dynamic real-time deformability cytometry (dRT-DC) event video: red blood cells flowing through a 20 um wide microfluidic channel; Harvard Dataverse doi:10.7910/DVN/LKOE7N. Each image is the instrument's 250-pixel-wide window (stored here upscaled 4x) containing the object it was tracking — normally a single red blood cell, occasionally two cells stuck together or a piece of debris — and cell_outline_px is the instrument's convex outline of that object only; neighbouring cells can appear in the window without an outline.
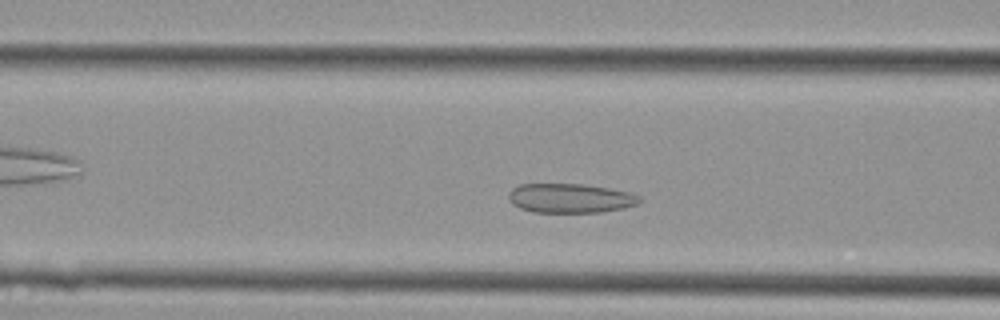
{"species": "Egyptian fruit bat (a non-hibernating species)", "species_latin": "Rousettus aegyptiacus", "temperature_condition": "cold", "stored_images_in_passage": 34, "camera_frame_rate_fps": 3000, "um_per_image_px": 0.085, "animal": {"sex": "female"}, "frame": {"image": 1, "passage_image": 8, "time_ms": 2.333, "image_size_px": [1000, 320], "cell_outline_px": [[640, 200], [636, 204], [624, 208], [600, 212], [532, 212], [520, 208], [512, 204], [508, 200], [508, 192], [512, 188], [520, 184], [580, 184], [608, 188], [632, 192], [640, 196]], "centroid_in_image_um": [48.44, 16.84], "position_along_channel_um": 118.2, "area_um2": 22.43}}
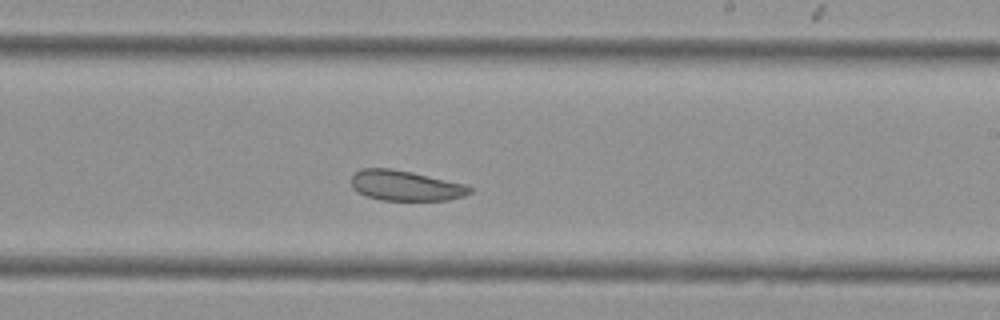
{"frame": {"image": 2, "passage_image": 17, "time_ms": 5.333, "image_size_px": [1000, 320], "cell_outline_px": [[472, 192], [464, 196], [448, 200], [380, 200], [356, 192], [352, 188], [352, 176], [360, 168], [392, 168], [412, 172], [464, 184], [472, 188]], "centroid_in_image_um": [34.45, 15.78], "position_along_channel_um": 254.6, "area_um2": 20.87}}
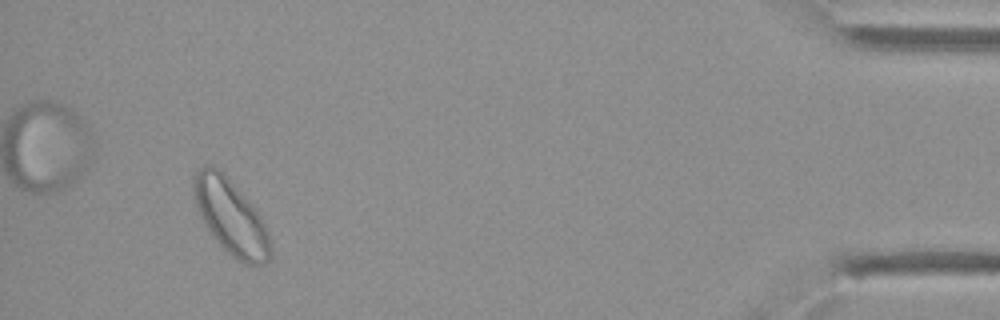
{"frame": {"image": 3, "passage_image": 32, "time_ms": 10.333, "image_size_px": [1000, 320], "cell_outline_px": [[272, 256], [264, 264], [244, 264], [236, 260], [216, 240], [204, 224], [196, 208], [192, 192], [192, 184], [196, 172], [204, 164], [212, 164], [224, 172], [228, 176], [252, 204], [260, 216], [268, 232], [272, 244]], "centroid_in_image_um": [19.61, 18.41], "position_along_channel_um": 415.6, "area_um2": 33.99}}